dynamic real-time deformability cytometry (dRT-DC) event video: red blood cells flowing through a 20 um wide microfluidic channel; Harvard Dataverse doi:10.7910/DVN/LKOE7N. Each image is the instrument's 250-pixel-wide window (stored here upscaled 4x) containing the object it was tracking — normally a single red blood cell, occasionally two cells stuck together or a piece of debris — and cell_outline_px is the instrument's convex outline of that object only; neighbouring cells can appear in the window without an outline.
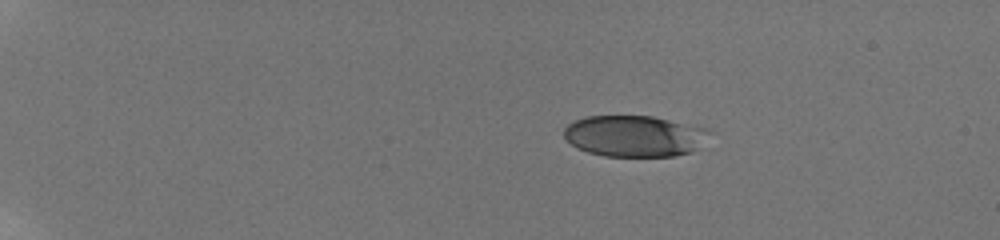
{"species": "human", "species_latin": "Homo sapiens", "temperature_condition": "room temperature", "stored_images_in_passage": 38, "camera_frame_rate_fps": 3000, "um_per_image_px": 0.085, "donor": {"sex": "male"}, "frame": {"image": 1, "passage_image": 1, "time_ms": 0.0, "image_size_px": [1000, 240], "cell_outline_px": [[716, 132], [692, 152], [676, 156], [604, 156], [588, 152], [576, 148], [564, 136], [564, 128], [568, 124], [584, 116], [652, 116], [708, 128]], "centroid_in_image_um": [53.99, 11.56], "position_along_channel_um": 31.0, "area_um2": 35.32}}
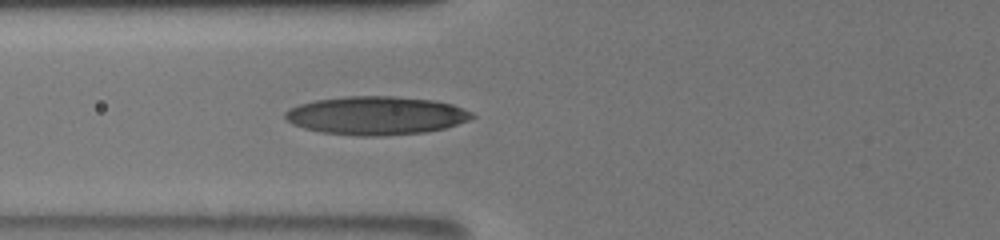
{"frame": {"image": 2, "passage_image": 10, "time_ms": 4.667, "image_size_px": [1000, 240], "cell_outline_px": [[476, 116], [468, 120], [444, 128], [424, 132], [380, 136], [360, 136], [320, 132], [304, 128], [292, 124], [284, 120], [284, 112], [288, 108], [300, 104], [316, 100], [348, 96], [392, 96], [432, 100], [452, 104], [464, 108], [472, 112]], "centroid_in_image_um": [31.94, 9.82], "position_along_channel_um": 93.9, "area_um2": 41.85}}
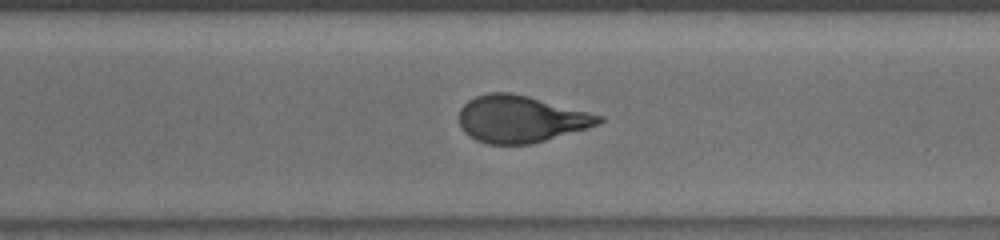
{"frame": {"image": 3, "passage_image": 25, "time_ms": 10.667, "image_size_px": [1000, 240], "cell_outline_px": [[604, 120], [600, 124], [588, 128], [532, 144], [488, 144], [476, 140], [468, 136], [460, 128], [460, 108], [468, 100], [476, 96], [488, 92], [512, 92], [528, 96], [604, 116]], "centroid_in_image_um": [44.25, 10.12], "position_along_channel_um": 326.3, "area_um2": 38.32}, "authors_computed_cell_mechanics": {"area_um2": 38.7549, "velocity_mm_per_s": 3.8796, "shape_relaxation_time_tau1_ms": 6.7905, "shape_relaxation_time_tau2_ms": 1.3323, "deformation_change_tau1": 0.2318, "deformation_change_tau2": 0.0859}}